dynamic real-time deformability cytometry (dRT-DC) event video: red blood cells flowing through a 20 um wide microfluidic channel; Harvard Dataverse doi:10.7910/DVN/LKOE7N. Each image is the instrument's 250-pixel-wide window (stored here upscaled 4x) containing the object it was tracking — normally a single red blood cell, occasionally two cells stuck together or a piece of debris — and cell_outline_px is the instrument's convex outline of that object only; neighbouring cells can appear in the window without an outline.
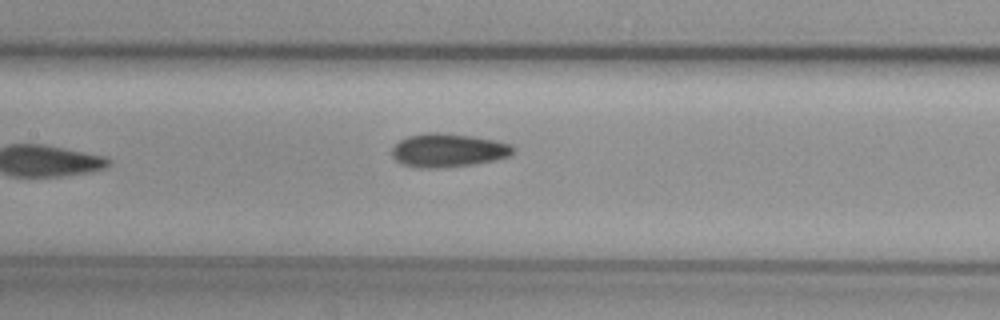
{"species": "common noctule bat (a hibernating species)", "species_latin": "Nyctalus noctula", "temperature_condition": "cold", "stored_images_in_passage": 7, "camera_frame_rate_fps": 3000, "um_per_image_px": 0.085, "animal": {"sex": "female", "body_mass_g": 29.2, "forearm_length_mm": 56.3}, "frame": {"image": 1, "passage_image": 7, "time_ms": 8.0, "image_size_px": [1000, 320], "cell_outline_px": [[516, 148], [508, 156], [496, 160], [472, 164], [436, 168], [416, 168], [400, 164], [392, 156], [392, 148], [400, 140], [408, 136], [428, 132], [440, 132], [472, 136], [496, 140], [512, 144]], "centroid_in_image_um": [38.08, 12.77], "position_along_channel_um": 169.3, "area_um2": 23.81}}